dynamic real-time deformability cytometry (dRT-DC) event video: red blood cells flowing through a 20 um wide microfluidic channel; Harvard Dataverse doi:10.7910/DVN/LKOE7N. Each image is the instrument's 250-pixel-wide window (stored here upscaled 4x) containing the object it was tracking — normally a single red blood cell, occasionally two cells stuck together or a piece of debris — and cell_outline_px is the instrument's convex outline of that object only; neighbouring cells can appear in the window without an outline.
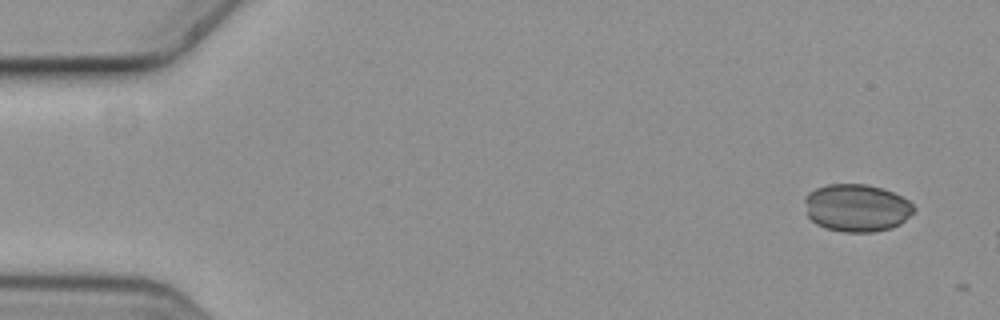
{"species": "common noctule bat (a hibernating species)", "species_latin": "Nyctalus noctula", "temperature_condition": "cold", "stored_images_in_passage": 3, "camera_frame_rate_fps": 3000, "um_per_image_px": 0.085, "animal": {"sex": "female", "body_mass_g": 19.3, "forearm_length_mm": 54.1}, "frame": {"image": 1, "passage_image": 1, "time_ms": 0.0, "image_size_px": [1000, 320], "cell_outline_px": [[916, 208], [900, 224], [892, 228], [872, 232], [844, 232], [824, 228], [816, 224], [808, 216], [804, 200], [804, 196], [808, 192], [816, 188], [828, 184], [864, 184], [880, 188], [892, 192], [908, 200]], "centroid_in_image_um": [72.78, 17.67], "position_along_channel_um": 12.2, "area_um2": 30.23}}